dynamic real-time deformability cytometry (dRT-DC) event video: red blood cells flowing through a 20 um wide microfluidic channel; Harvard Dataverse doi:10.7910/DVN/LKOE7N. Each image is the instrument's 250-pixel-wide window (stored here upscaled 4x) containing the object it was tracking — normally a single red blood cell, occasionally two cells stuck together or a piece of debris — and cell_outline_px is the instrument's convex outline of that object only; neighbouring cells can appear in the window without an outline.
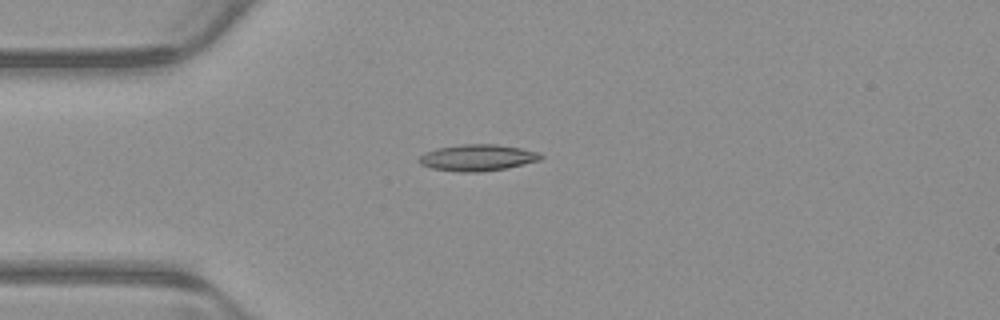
{"species": "common noctule bat (a hibernating species)", "species_latin": "Nyctalus noctula", "temperature_condition": "warm", "stored_images_in_passage": 6, "camera_frame_rate_fps": 3000, "um_per_image_px": 0.085, "animal": {"sex": "male", "body_mass_g": 23.1, "forearm_length_mm": 52.7}, "frame": {"image": 1, "passage_image": 3, "time_ms": 0.667, "image_size_px": [1000, 320], "cell_outline_px": [[544, 156], [540, 160], [508, 168], [480, 172], [460, 172], [432, 168], [420, 164], [420, 156], [436, 148], [460, 144], [496, 144], [520, 148], [540, 152]], "centroid_in_image_um": [40.64, 13.4], "position_along_channel_um": 44.4, "area_um2": 18.73}}
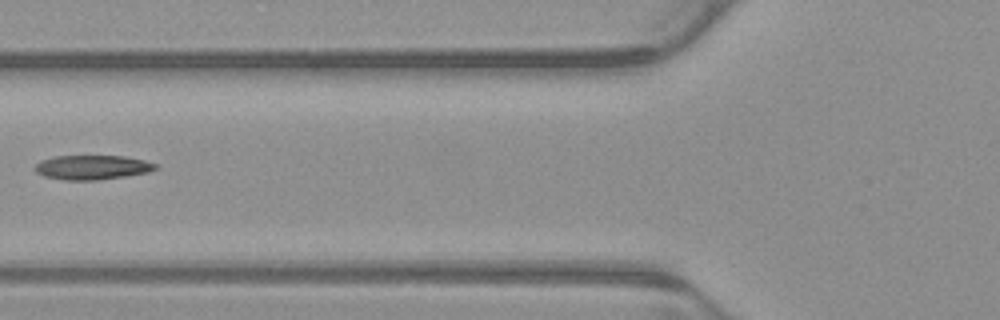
{"frame": {"image": 2, "passage_image": 5, "time_ms": 1.333, "image_size_px": [1000, 320], "cell_outline_px": [[160, 168], [148, 172], [100, 180], [64, 180], [44, 176], [36, 172], [32, 168], [40, 160], [52, 156], [124, 156], [144, 160], [160, 164]], "centroid_in_image_um": [7.85, 14.22], "position_along_channel_um": 118.0, "area_um2": 17.4}}
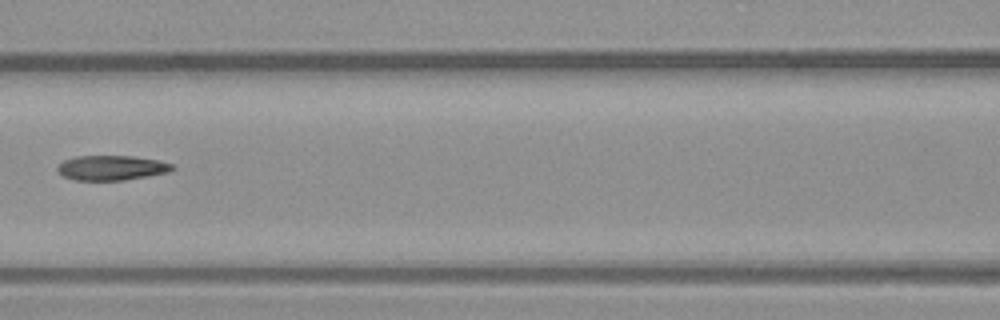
{"frame": {"image": 3, "passage_image": 6, "time_ms": 1.667, "image_size_px": [1000, 320], "cell_outline_px": [[176, 168], [168, 172], [124, 180], [72, 180], [64, 176], [56, 168], [64, 160], [76, 156], [132, 156], [160, 160], [176, 164]], "centroid_in_image_um": [9.53, 14.26], "position_along_channel_um": 157.1, "area_um2": 16.65}}